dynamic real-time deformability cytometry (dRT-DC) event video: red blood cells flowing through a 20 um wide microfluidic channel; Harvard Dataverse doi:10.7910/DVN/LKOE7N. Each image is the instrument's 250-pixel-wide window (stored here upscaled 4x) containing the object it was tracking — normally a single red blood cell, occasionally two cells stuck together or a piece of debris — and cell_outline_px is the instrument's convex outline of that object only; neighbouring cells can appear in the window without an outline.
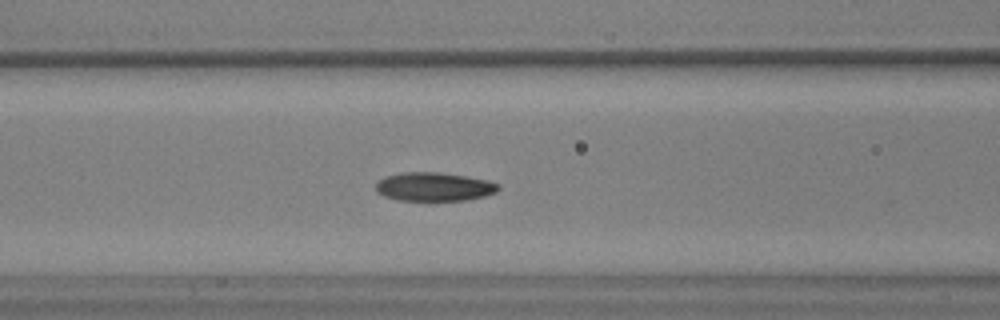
{"species": "common noctule bat (a hibernating species)", "species_latin": "Nyctalus noctula", "temperature_condition": "warm", "stored_images_in_passage": 35, "segment_of_instrument_passage": [1, 2], "camera_frame_rate_fps": 3000, "um_per_image_px": 0.085, "animal": {"sex": "male", "body_mass_g": 17.9, "forearm_length_mm": 54.2}, "frame": {"image": 1, "passage_image": 6, "time_ms": 1.667, "image_size_px": [1000, 320], "cell_outline_px": [[500, 188], [496, 192], [484, 196], [464, 200], [396, 200], [384, 196], [376, 192], [376, 184], [384, 176], [404, 172], [436, 172], [468, 176], [488, 180], [500, 184]], "centroid_in_image_um": [36.9, 15.87], "position_along_channel_um": 129.7, "area_um2": 20.52}}
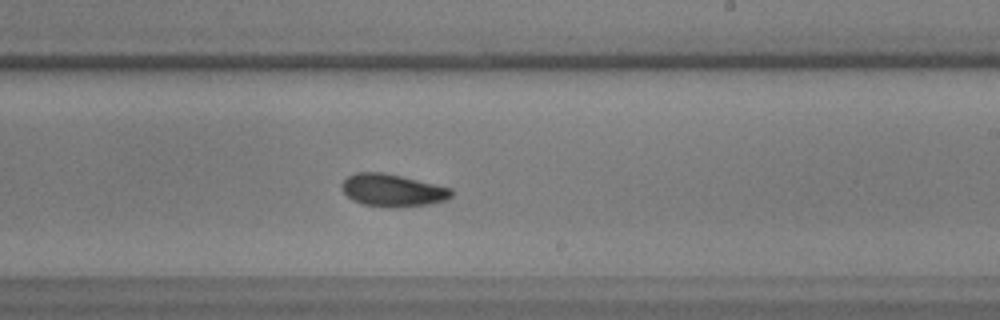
{"frame": {"image": 2, "passage_image": 15, "time_ms": 4.667, "image_size_px": [1000, 320], "cell_outline_px": [[452, 196], [444, 200], [428, 204], [396, 208], [392, 208], [364, 204], [352, 200], [344, 192], [340, 184], [348, 176], [356, 172], [380, 172], [400, 176], [452, 188]], "centroid_in_image_um": [33.35, 16.18], "position_along_channel_um": 255.7, "area_um2": 20.58}}
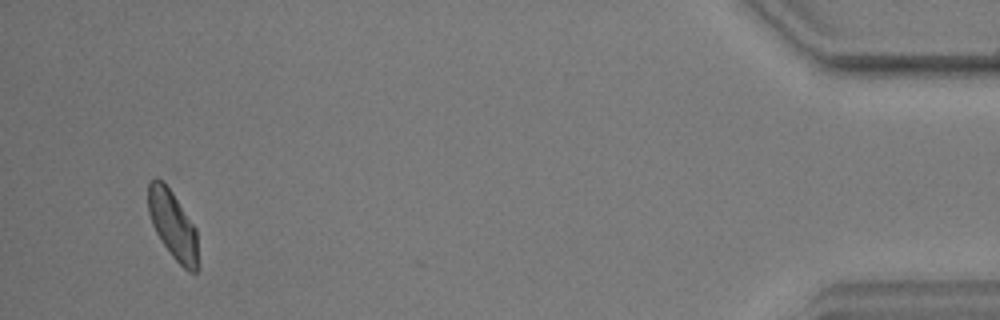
{"frame": {"image": 3, "passage_image": 32, "time_ms": 10.333, "image_size_px": [1000, 320], "cell_outline_px": [[196, 272], [188, 272], [172, 256], [160, 240], [152, 224], [148, 212], [148, 184], [156, 176], [172, 192], [196, 228]], "centroid_in_image_um": [14.65, 19.1], "position_along_channel_um": 420.5, "area_um2": 19.36}}